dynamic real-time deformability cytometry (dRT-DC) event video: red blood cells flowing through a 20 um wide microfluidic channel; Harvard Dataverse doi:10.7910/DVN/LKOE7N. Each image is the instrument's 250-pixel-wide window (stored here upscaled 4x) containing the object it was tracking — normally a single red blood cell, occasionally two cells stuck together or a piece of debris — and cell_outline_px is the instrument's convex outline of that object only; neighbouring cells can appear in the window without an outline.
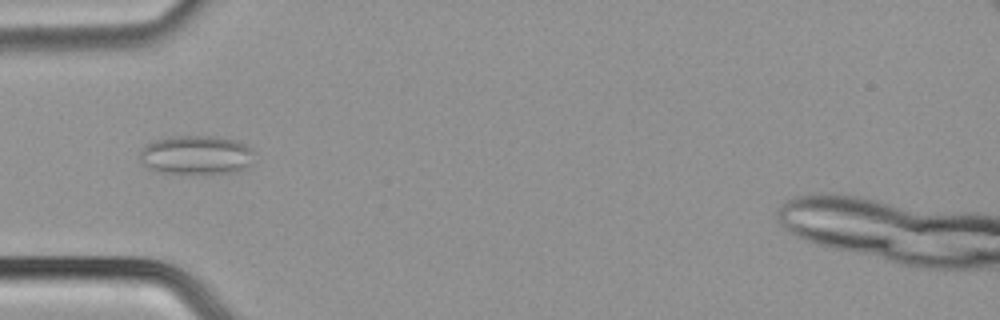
{"species": "common noctule bat (a hibernating species)", "species_latin": "Nyctalus noctula", "temperature_condition": "cold", "stored_images_in_passage": 43, "camera_frame_rate_fps": 3000, "um_per_image_px": 0.085, "animal": {"sex": "male", "body_mass_g": 21.5, "forearm_length_mm": 52.0}, "frame": {"image": 1, "passage_image": 15, "time_ms": 4.667, "image_size_px": [1000, 320], "cell_outline_px": [[256, 152], [252, 164], [248, 168], [236, 172], [208, 176], [188, 176], [160, 172], [148, 168], [140, 160], [140, 152], [148, 144], [156, 140], [172, 136], [212, 136], [236, 140], [252, 148]], "centroid_in_image_um": [16.76, 13.24], "position_along_channel_um": 68.2, "area_um2": 27.22}}
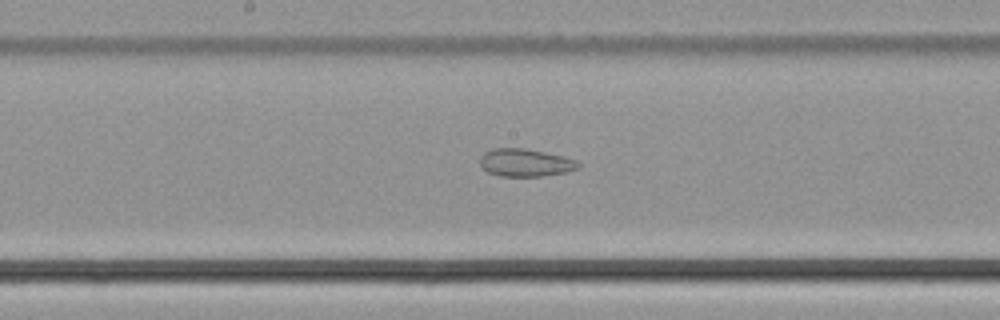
{"frame": {"image": 2, "passage_image": 25, "time_ms": 8.0, "image_size_px": [1000, 320], "cell_outline_px": [[580, 168], [568, 172], [540, 176], [500, 176], [488, 172], [480, 164], [480, 156], [484, 152], [492, 148], [524, 148], [544, 152], [576, 160], [580, 164]], "centroid_in_image_um": [44.65, 13.83], "position_along_channel_um": 203.6, "area_um2": 15.84}}
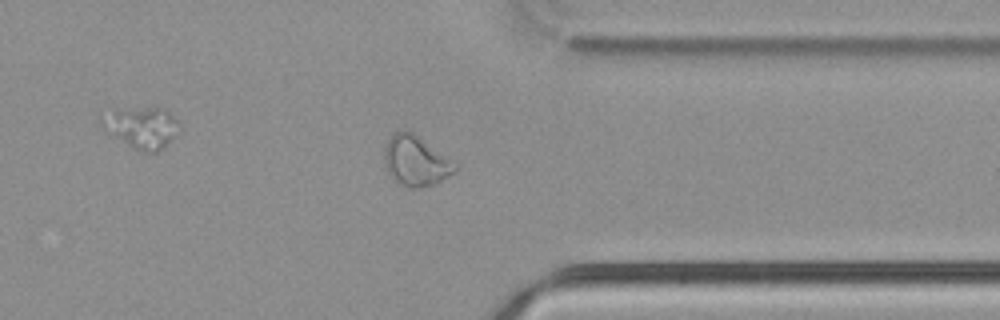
{"frame": {"image": 3, "passage_image": 38, "time_ms": 12.333, "image_size_px": [1000, 320], "cell_outline_px": [[456, 172], [436, 184], [416, 188], [412, 188], [400, 184], [388, 172], [384, 164], [384, 148], [388, 136], [392, 132], [412, 132], [456, 168]], "centroid_in_image_um": [35.24, 13.71], "position_along_channel_um": 376.2, "area_um2": 19.71}}